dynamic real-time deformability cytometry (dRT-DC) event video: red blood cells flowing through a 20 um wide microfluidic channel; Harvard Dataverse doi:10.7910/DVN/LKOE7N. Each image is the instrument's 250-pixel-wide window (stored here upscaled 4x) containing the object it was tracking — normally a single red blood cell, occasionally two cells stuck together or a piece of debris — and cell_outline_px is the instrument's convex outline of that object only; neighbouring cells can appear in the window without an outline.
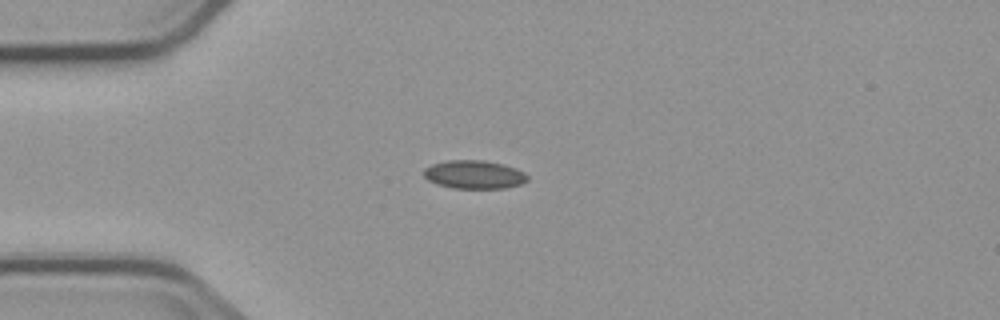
{"species": "common noctule bat (a hibernating species)", "species_latin": "Nyctalus noctula", "temperature_condition": "cold", "stored_images_in_passage": 5, "camera_frame_rate_fps": 3000, "um_per_image_px": 0.085, "animal": {"sex": "male", "body_mass_g": 23.1, "forearm_length_mm": 52.7}, "frame": {"image": 1, "passage_image": 1, "time_ms": 0.0, "image_size_px": [1000, 320], "cell_outline_px": [[528, 180], [520, 184], [504, 188], [452, 188], [436, 184], [428, 180], [424, 176], [424, 168], [432, 164], [444, 160], [484, 160], [504, 164], [516, 168], [524, 172], [528, 176]], "centroid_in_image_um": [40.29, 14.83], "position_along_channel_um": 44.7, "area_um2": 17.28}}
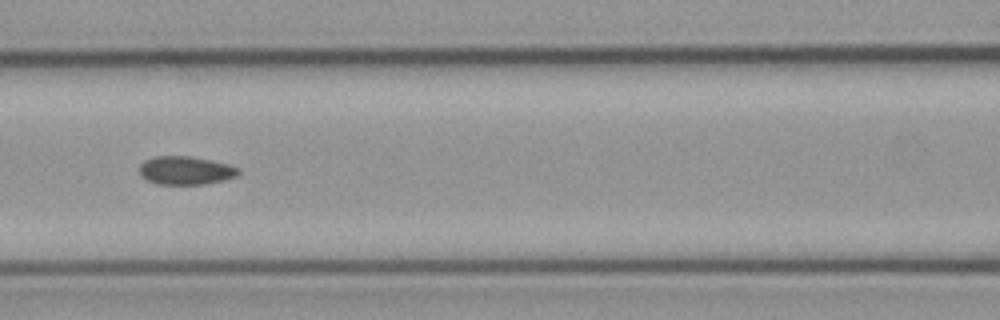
{"frame": {"image": 2, "passage_image": 4, "time_ms": 3.333, "image_size_px": [1000, 320], "cell_outline_px": [[240, 172], [236, 176], [224, 180], [204, 184], [156, 184], [140, 176], [140, 164], [144, 160], [156, 156], [188, 156], [228, 164], [240, 168]], "centroid_in_image_um": [15.77, 14.49], "position_along_channel_um": 150.8, "area_um2": 16.3}}
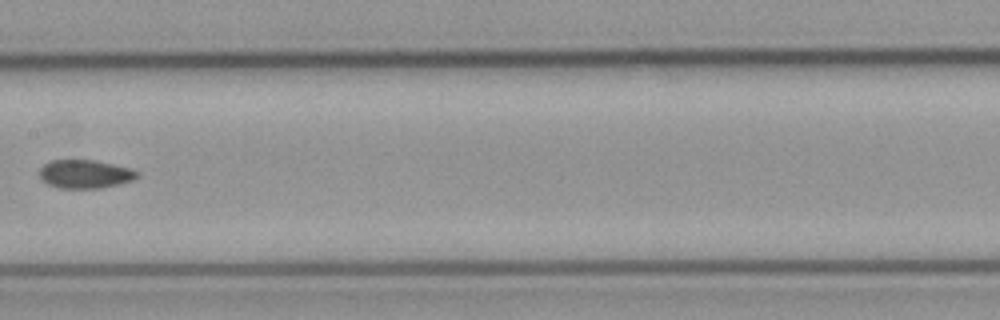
{"frame": {"image": 3, "passage_image": 5, "time_ms": 4.667, "image_size_px": [1000, 320], "cell_outline_px": [[140, 176], [132, 180], [120, 184], [100, 188], [60, 188], [48, 184], [40, 176], [40, 168], [44, 164], [52, 160], [92, 160], [132, 168]], "centroid_in_image_um": [7.25, 14.79], "position_along_channel_um": 200.2, "area_um2": 16.07}}